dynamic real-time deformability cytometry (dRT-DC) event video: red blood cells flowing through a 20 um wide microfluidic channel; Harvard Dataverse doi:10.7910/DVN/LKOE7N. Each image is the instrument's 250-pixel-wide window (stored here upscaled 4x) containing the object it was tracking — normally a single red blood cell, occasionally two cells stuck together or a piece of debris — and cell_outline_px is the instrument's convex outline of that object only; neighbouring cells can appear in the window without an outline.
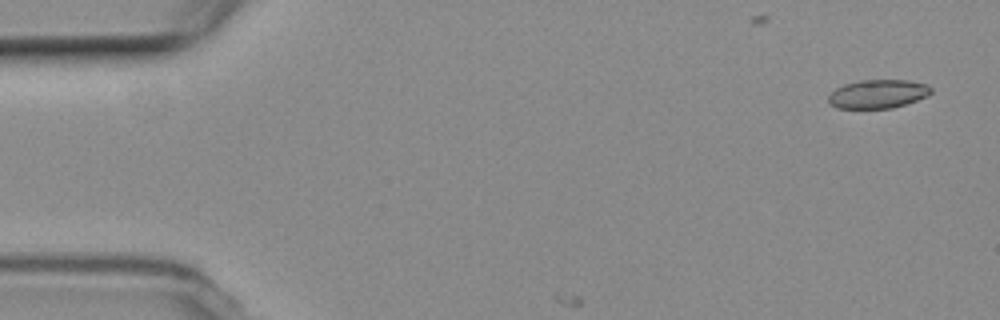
{"species": "common noctule bat (a hibernating species)", "species_latin": "Nyctalus noctula", "temperature_condition": "room temperature", "stored_images_in_passage": 4, "camera_frame_rate_fps": 3000, "um_per_image_px": 0.085, "animal": {"sex": "female", "body_mass_g": 19.3, "forearm_length_mm": 54.1}, "frame": {"image": 1, "passage_image": 1, "time_ms": 0.0, "image_size_px": [1000, 320], "cell_outline_px": [[932, 92], [916, 100], [892, 108], [836, 108], [828, 100], [828, 96], [836, 88], [844, 84], [860, 80], [908, 80], [928, 84], [932, 88]], "centroid_in_image_um": [74.62, 7.97], "position_along_channel_um": 10.4, "area_um2": 16.99}}